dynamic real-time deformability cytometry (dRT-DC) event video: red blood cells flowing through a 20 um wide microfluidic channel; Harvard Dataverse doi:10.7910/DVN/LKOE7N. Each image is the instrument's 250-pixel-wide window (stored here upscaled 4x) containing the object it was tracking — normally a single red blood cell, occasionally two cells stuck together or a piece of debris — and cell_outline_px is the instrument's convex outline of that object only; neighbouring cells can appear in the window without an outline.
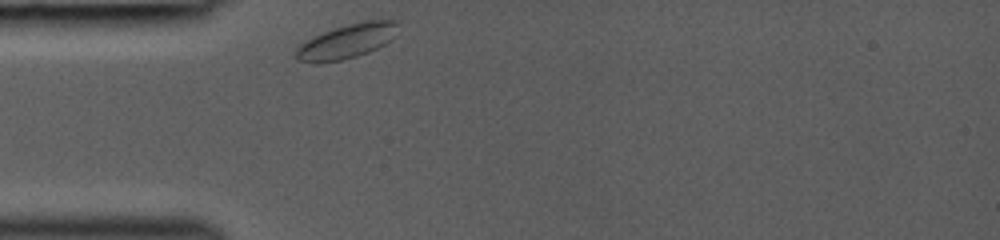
{"species": "common noctule bat (a hibernating species)", "species_latin": "Nyctalus noctula", "temperature_condition": "room temperature", "stored_images_in_passage": 28, "camera_frame_rate_fps": 3000, "um_per_image_px": 0.085, "animal": {"sex": "female", "body_mass_g": 19.0, "forearm_length_mm": 53.3}, "frame": {"image": 1, "passage_image": 1, "time_ms": 0.0, "image_size_px": [1000, 240], "cell_outline_px": [[396, 36], [384, 44], [368, 52], [344, 60], [300, 60], [296, 56], [296, 52], [300, 44], [324, 32], [348, 24], [368, 20], [396, 20]], "centroid_in_image_um": [29.57, 3.47], "position_along_channel_um": 55.4, "area_um2": 19.42}}
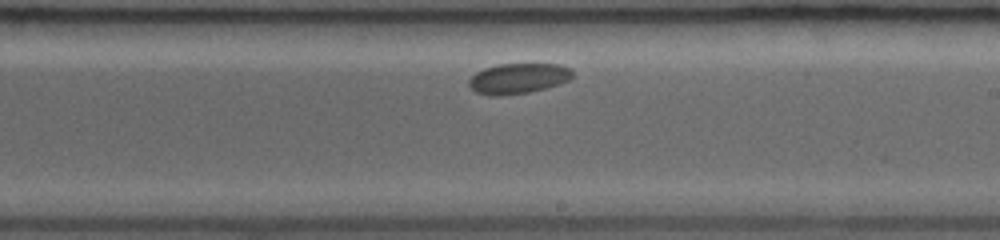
{"frame": {"image": 2, "passage_image": 16, "time_ms": 5.0, "image_size_px": [1000, 240], "cell_outline_px": [[572, 76], [568, 80], [544, 88], [528, 92], [500, 96], [488, 96], [476, 92], [468, 84], [468, 80], [476, 72], [484, 68], [500, 64], [560, 64], [568, 68], [572, 72]], "centroid_in_image_um": [43.99, 6.67], "position_along_channel_um": 245.0, "area_um2": 18.15}}
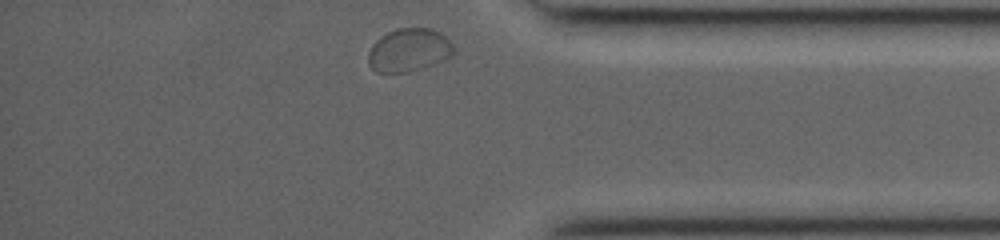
{"frame": {"image": 3, "passage_image": 28, "time_ms": 9.0, "image_size_px": [1000, 240], "cell_outline_px": [[456, 52], [452, 56], [432, 64], [408, 72], [376, 72], [368, 64], [368, 52], [372, 44], [380, 36], [396, 28], [432, 28], [440, 32], [456, 48]], "centroid_in_image_um": [34.75, 4.24], "position_along_channel_um": 400.4, "area_um2": 21.56}}